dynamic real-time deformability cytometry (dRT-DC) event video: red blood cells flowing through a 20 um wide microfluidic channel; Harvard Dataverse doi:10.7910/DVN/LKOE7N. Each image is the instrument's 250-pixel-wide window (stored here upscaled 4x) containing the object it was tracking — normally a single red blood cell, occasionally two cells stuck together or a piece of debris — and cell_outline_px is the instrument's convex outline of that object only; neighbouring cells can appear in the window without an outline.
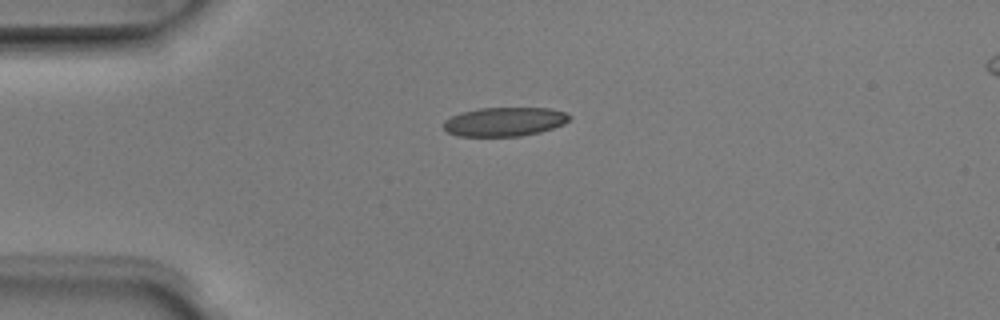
{"species": "Egyptian fruit bat (a non-hibernating species)", "species_latin": "Rousettus aegyptiacus", "temperature_condition": "room temperature", "stored_images_in_passage": 2, "segment_of_instrument_passage": [1, 2], "camera_frame_rate_fps": 3000, "um_per_image_px": 0.085, "animal": {"sex": "male"}, "frame": {"image": 1, "passage_image": 1, "time_ms": 0.0, "image_size_px": [1000, 320], "cell_outline_px": [[572, 116], [564, 124], [540, 132], [520, 136], [460, 136], [448, 132], [444, 128], [444, 120], [460, 112], [480, 108], [548, 108], [564, 112]], "centroid_in_image_um": [42.88, 10.34], "position_along_channel_um": 42.1, "area_um2": 21.15}}